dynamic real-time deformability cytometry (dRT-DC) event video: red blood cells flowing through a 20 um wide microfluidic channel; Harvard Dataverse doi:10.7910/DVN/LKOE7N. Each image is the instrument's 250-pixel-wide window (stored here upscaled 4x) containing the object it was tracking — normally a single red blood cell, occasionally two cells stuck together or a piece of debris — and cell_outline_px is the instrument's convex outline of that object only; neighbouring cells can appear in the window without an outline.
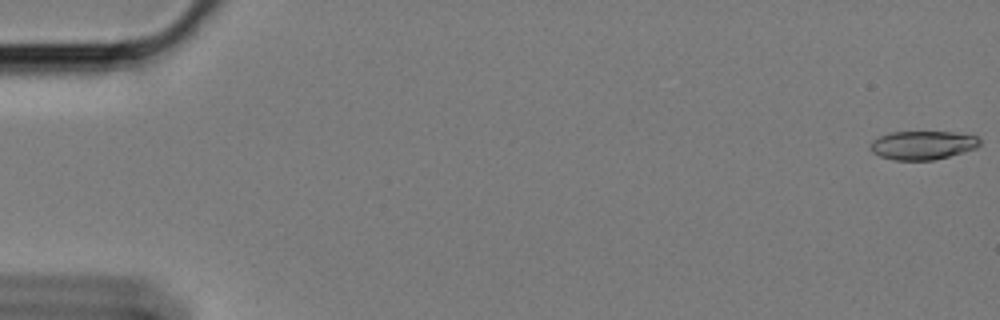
{"species": "Egyptian fruit bat (a non-hibernating species)", "species_latin": "Rousettus aegyptiacus", "temperature_condition": "cold", "stored_images_in_passage": 60, "camera_frame_rate_fps": 3000, "um_per_image_px": 0.085, "animal": {"sex": "female"}, "frame": {"image": 1, "passage_image": 1, "time_ms": 0.0, "image_size_px": [1000, 320], "cell_outline_px": [[980, 144], [976, 148], [964, 152], [932, 160], [896, 160], [880, 156], [872, 152], [868, 148], [872, 140], [888, 132], [952, 132], [976, 136], [980, 140]], "centroid_in_image_um": [78.39, 12.34], "position_along_channel_um": 6.6, "area_um2": 18.26}}
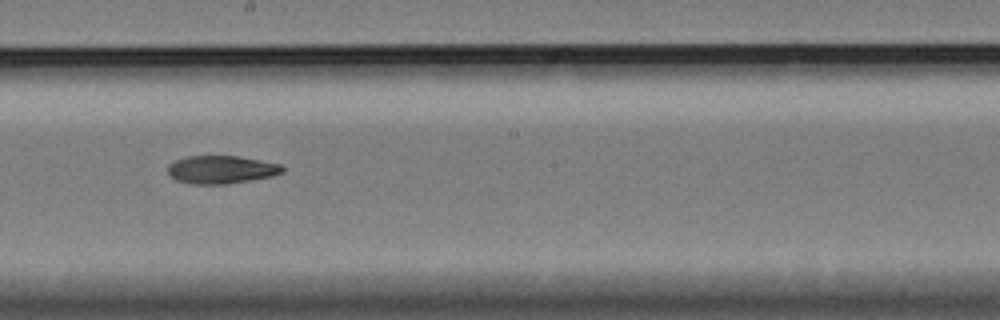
{"frame": {"image": 2, "passage_image": 34, "time_ms": 11.0, "image_size_px": [1000, 320], "cell_outline_px": [[284, 172], [272, 176], [224, 184], [192, 184], [176, 180], [168, 172], [168, 164], [176, 160], [188, 156], [236, 156], [260, 160], [280, 164], [284, 168]], "centroid_in_image_um": [18.8, 14.41], "position_along_channel_um": 229.4, "area_um2": 18.5}}
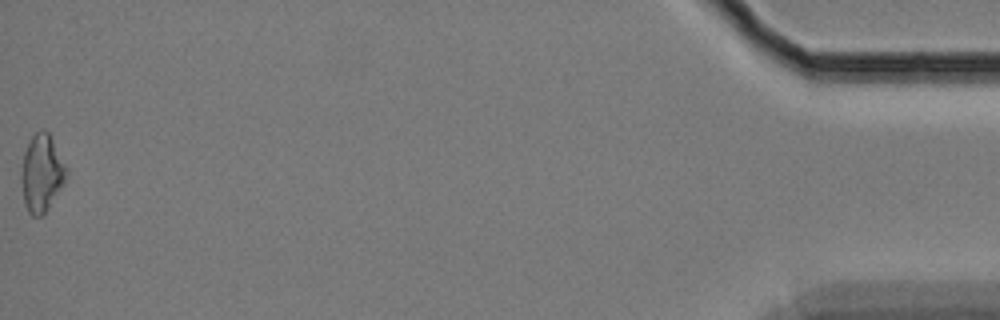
{"frame": {"image": 3, "passage_image": 60, "time_ms": 19.667, "image_size_px": [1000, 320], "cell_outline_px": [[68, 176], [64, 184], [48, 208], [40, 216], [32, 216], [28, 212], [24, 200], [20, 180], [20, 172], [24, 152], [28, 140], [36, 132], [44, 128], [48, 132], [68, 168]], "centroid_in_image_um": [3.54, 14.7], "position_along_channel_um": 431.7, "area_um2": 20.52}, "authors_computed_cell_mechanics": {"area_um2": 19.2185, "velocity_mm_per_s": 3.3936, "shape_relaxation_time_tau1_ms": 8.6, "shape_relaxation_time_tau2_ms": null, "deformation_change_tau1": 0.1827, "deformation_change_tau2": null}}